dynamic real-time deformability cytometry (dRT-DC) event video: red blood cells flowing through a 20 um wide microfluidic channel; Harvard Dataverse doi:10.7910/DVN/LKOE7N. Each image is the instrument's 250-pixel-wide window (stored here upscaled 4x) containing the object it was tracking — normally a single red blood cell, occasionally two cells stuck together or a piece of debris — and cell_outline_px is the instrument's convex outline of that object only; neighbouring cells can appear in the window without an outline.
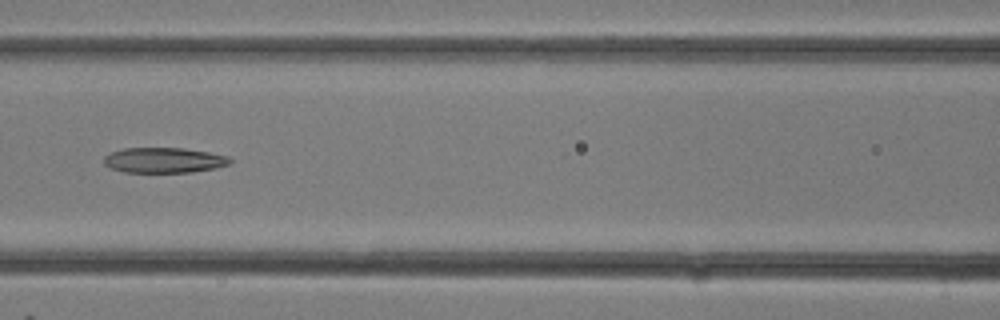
{"species": "common noctule bat (a hibernating species)", "species_latin": "Nyctalus noctula", "temperature_condition": "room temperature", "stored_images_in_passage": 9, "camera_frame_rate_fps": 3000, "um_per_image_px": 0.085, "animal": {"sex": "female"}, "frame": {"image": 1, "passage_image": 6, "time_ms": 1.667, "image_size_px": [1000, 320], "cell_outline_px": [[232, 160], [228, 164], [216, 168], [192, 172], [124, 172], [108, 168], [104, 164], [104, 156], [112, 152], [124, 148], [184, 148], [208, 152], [228, 156]], "centroid_in_image_um": [13.91, 13.62], "position_along_channel_um": 152.7, "area_um2": 18.61}}
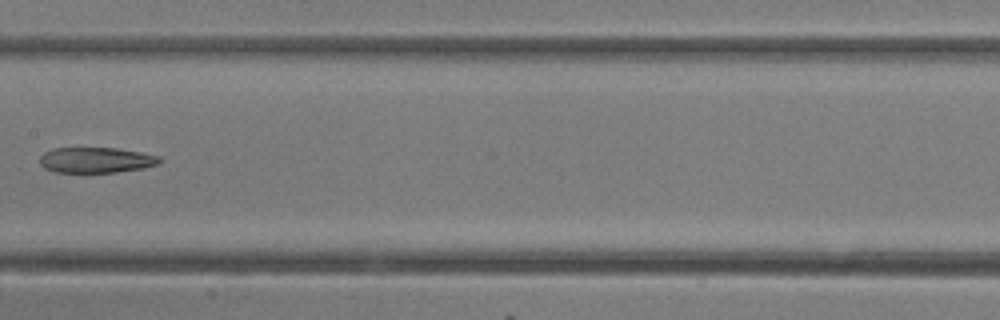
{"frame": {"image": 2, "passage_image": 8, "time_ms": 2.333, "image_size_px": [1000, 320], "cell_outline_px": [[164, 160], [160, 164], [144, 168], [116, 172], [52, 172], [44, 168], [40, 164], [40, 156], [44, 152], [52, 148], [116, 148], [140, 152], [160, 156]], "centroid_in_image_um": [8.19, 13.6], "position_along_channel_um": 199.2, "area_um2": 18.03}}